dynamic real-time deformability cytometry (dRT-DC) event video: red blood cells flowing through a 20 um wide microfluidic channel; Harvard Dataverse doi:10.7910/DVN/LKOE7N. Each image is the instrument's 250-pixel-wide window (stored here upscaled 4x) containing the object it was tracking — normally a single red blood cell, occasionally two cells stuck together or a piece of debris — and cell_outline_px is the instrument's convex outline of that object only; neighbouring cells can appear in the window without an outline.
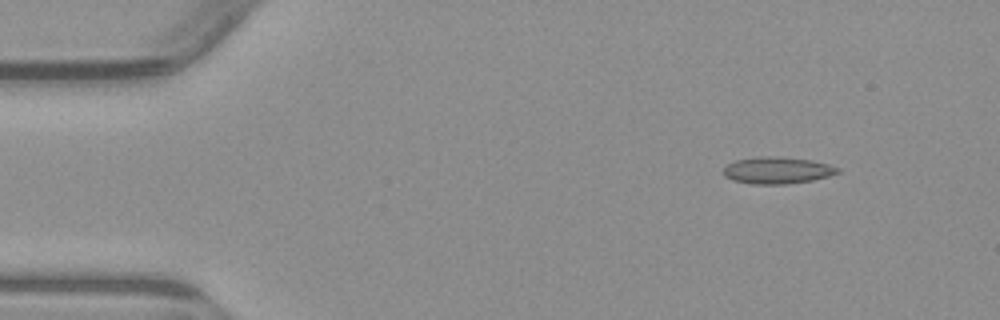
{"species": "common noctule bat (a hibernating species)", "species_latin": "Nyctalus noctula", "temperature_condition": "warm", "stored_images_in_passage": 5, "camera_frame_rate_fps": 3000, "um_per_image_px": 0.085, "animal": {"sex": "male", "body_mass_g": 23.1, "forearm_length_mm": 52.7}, "frame": {"image": 1, "passage_image": 2, "time_ms": 1.333, "image_size_px": [1000, 320], "cell_outline_px": [[840, 172], [828, 176], [812, 180], [788, 184], [752, 184], [732, 180], [724, 176], [724, 168], [728, 164], [736, 160], [756, 156], [776, 156], [812, 160], [828, 164], [840, 168]], "centroid_in_image_um": [66.07, 14.47], "position_along_channel_um": 18.9, "area_um2": 17.92}}
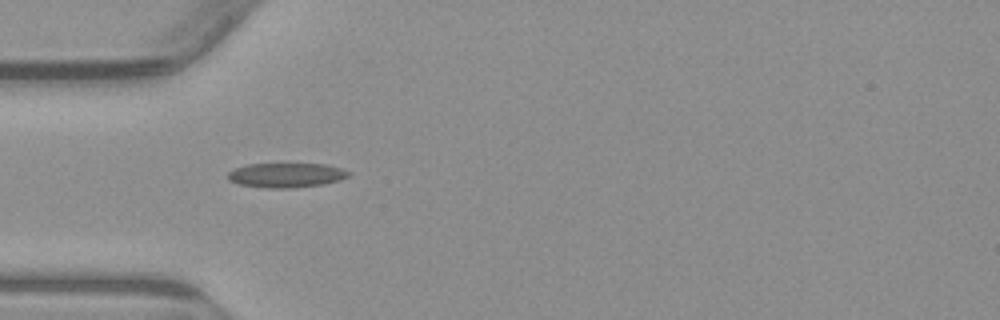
{"frame": {"image": 2, "passage_image": 5, "time_ms": 4.667, "image_size_px": [1000, 320], "cell_outline_px": [[352, 172], [348, 176], [340, 180], [324, 184], [292, 188], [268, 188], [240, 184], [228, 180], [228, 172], [236, 168], [248, 164], [324, 164], [340, 168]], "centroid_in_image_um": [24.35, 14.89], "position_along_channel_um": 60.7, "area_um2": 17.17}}